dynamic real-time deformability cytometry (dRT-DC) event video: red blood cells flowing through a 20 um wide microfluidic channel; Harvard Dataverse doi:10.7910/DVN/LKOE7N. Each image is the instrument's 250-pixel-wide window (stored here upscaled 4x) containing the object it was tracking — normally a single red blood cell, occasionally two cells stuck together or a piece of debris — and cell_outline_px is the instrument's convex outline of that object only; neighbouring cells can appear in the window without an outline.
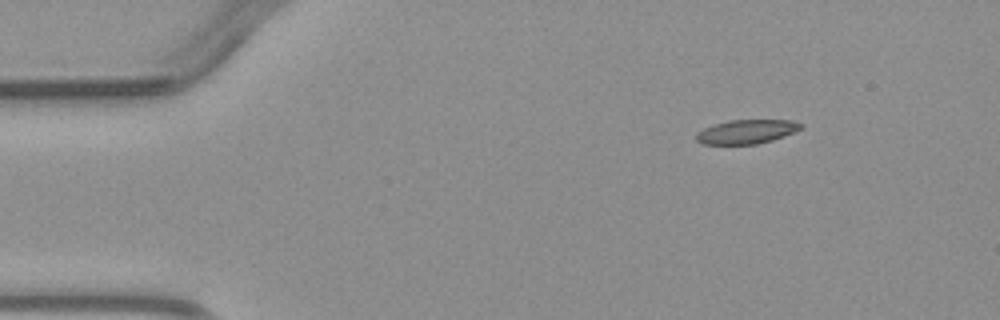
{"species": "common noctule bat (a hibernating species)", "species_latin": "Nyctalus noctula", "temperature_condition": "warm", "stored_images_in_passage": 3, "camera_frame_rate_fps": 3000, "um_per_image_px": 0.085, "animal": {"sex": "male", "body_mass_g": 23.1, "forearm_length_mm": 52.7}, "frame": {"image": 1, "passage_image": 1, "time_ms": 0.0, "image_size_px": [1000, 320], "cell_outline_px": [[804, 124], [800, 128], [784, 136], [772, 140], [756, 144], [700, 144], [696, 140], [696, 136], [704, 128], [728, 120], [792, 120]], "centroid_in_image_um": [63.46, 11.19], "position_along_channel_um": 21.5, "area_um2": 14.45}}